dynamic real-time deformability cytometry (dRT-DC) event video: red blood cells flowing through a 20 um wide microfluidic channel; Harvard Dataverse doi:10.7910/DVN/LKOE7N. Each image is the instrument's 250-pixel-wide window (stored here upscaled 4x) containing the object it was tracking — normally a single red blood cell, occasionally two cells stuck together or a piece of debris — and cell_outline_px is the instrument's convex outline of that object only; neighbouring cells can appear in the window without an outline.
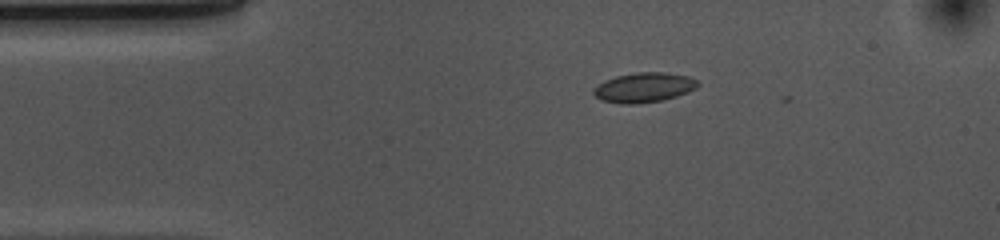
{"species": "common noctule bat (a hibernating species)", "species_latin": "Nyctalus noctula", "temperature_condition": "cold", "stored_images_in_passage": 2, "camera_frame_rate_fps": 3000, "um_per_image_px": 0.085, "animal": {"sex": "female", "body_mass_g": 10.0, "forearm_length_mm": 53.1}, "frame": {"image": 1, "passage_image": 1, "time_ms": 0.0, "image_size_px": [1000, 240], "cell_outline_px": [[700, 84], [696, 88], [688, 92], [676, 96], [660, 100], [636, 104], [620, 104], [600, 100], [592, 92], [592, 88], [596, 84], [604, 80], [616, 76], [636, 72], [664, 72], [688, 76], [696, 80]], "centroid_in_image_um": [54.68, 7.43], "position_along_channel_um": 30.3, "area_um2": 18.21}}